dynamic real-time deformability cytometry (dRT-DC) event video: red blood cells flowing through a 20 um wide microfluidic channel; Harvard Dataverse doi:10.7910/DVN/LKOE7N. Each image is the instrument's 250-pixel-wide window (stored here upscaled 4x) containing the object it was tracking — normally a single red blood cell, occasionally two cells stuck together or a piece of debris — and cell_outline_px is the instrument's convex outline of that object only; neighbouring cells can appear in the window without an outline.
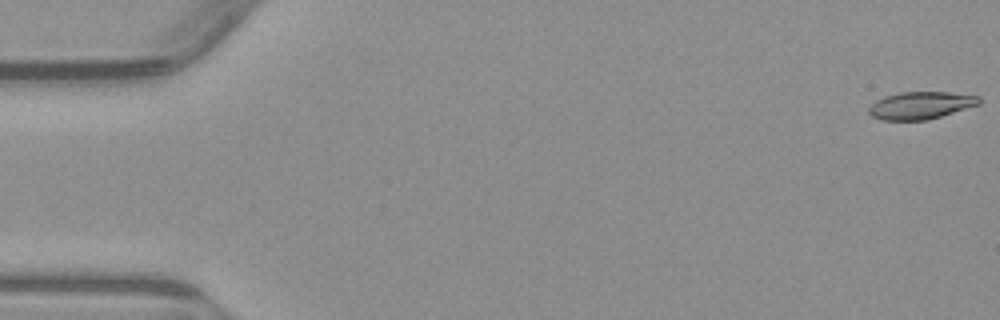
{"species": "common noctule bat (a hibernating species)", "species_latin": "Nyctalus noctula", "temperature_condition": "warm", "stored_images_in_passage": 6, "camera_frame_rate_fps": 3000, "um_per_image_px": 0.085, "animal": {"sex": "male", "body_mass_g": 23.1, "forearm_length_mm": 52.7}, "frame": {"image": 1, "passage_image": 1, "time_ms": 0.0, "image_size_px": [1000, 320], "cell_outline_px": [[980, 104], [928, 120], [880, 120], [872, 116], [868, 112], [868, 108], [876, 100], [884, 96], [900, 92], [948, 92], [980, 96]], "centroid_in_image_um": [78.24, 8.95], "position_along_channel_um": 6.8, "area_um2": 17.63}}